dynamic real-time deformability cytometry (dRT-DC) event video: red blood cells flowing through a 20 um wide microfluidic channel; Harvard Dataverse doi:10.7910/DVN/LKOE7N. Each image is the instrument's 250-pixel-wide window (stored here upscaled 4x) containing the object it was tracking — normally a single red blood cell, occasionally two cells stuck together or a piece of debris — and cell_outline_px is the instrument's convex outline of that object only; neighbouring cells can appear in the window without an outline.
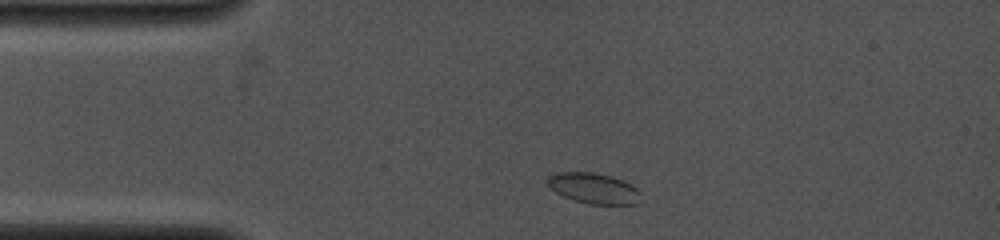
{"species": "common noctule bat (a hibernating species)", "species_latin": "Nyctalus noctula", "temperature_condition": "cold", "stored_images_in_passage": 5, "camera_frame_rate_fps": 4000, "um_per_image_px": 0.085, "animal": {"sex": "female", "body_mass_g": 19.0, "forearm_length_mm": 53.3}, "frame": {"image": 1, "passage_image": 1, "time_ms": 0.0, "image_size_px": [1000, 240], "cell_outline_px": [[640, 192], [636, 204], [588, 204], [564, 196], [556, 192], [548, 184], [548, 176], [556, 172], [592, 172], [612, 176], [636, 188]], "centroid_in_image_um": [50.43, 15.99], "position_along_channel_um": 34.6, "area_um2": 16.24}}
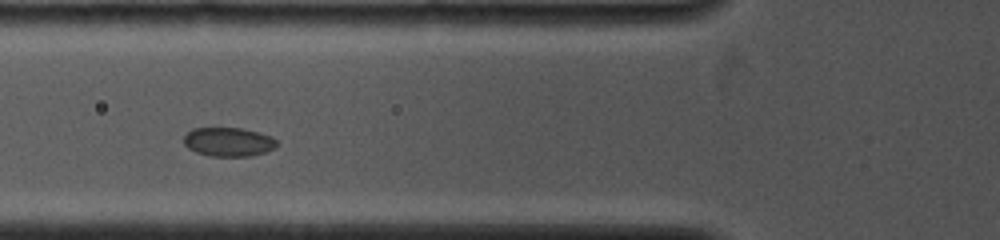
{"frame": {"image": 2, "passage_image": 4, "time_ms": 2.5, "image_size_px": [1000, 240], "cell_outline_px": [[276, 148], [252, 156], [212, 156], [196, 152], [188, 148], [184, 144], [184, 136], [192, 128], [240, 128], [272, 136], [276, 140]], "centroid_in_image_um": [19.41, 12.06], "position_along_channel_um": 106.4, "area_um2": 15.61}}
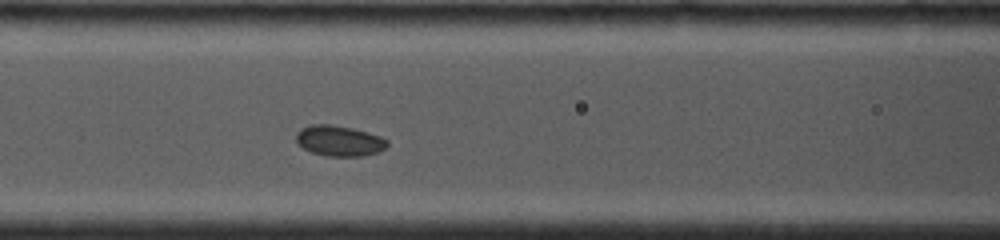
{"frame": {"image": 3, "passage_image": 5, "time_ms": 3.25, "image_size_px": [1000, 240], "cell_outline_px": [[388, 144], [384, 148], [376, 152], [364, 156], [328, 156], [312, 152], [296, 144], [296, 132], [300, 128], [312, 124], [332, 124], [352, 128], [368, 132], [380, 136], [388, 140]], "centroid_in_image_um": [28.8, 11.95], "position_along_channel_um": 137.8, "area_um2": 16.3}}